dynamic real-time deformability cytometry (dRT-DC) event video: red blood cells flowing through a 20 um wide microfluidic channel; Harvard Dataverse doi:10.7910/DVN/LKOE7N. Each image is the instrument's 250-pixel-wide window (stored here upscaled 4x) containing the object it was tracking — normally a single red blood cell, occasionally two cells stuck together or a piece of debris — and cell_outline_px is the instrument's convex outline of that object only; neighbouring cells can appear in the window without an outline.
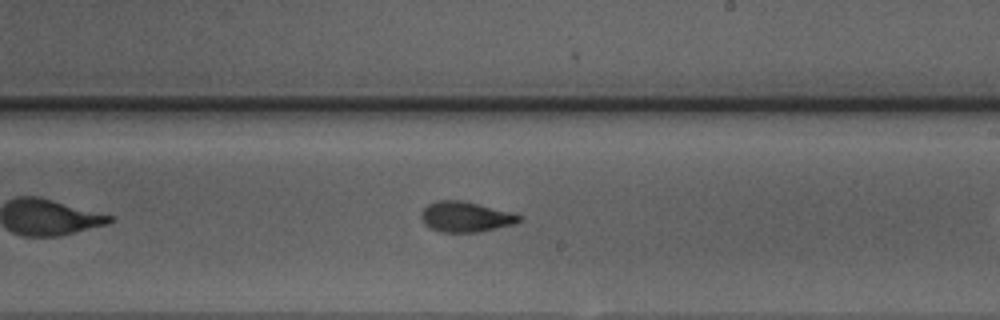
{"species": "Egyptian fruit bat (a non-hibernating species)", "species_latin": "Rousettus aegyptiacus", "temperature_condition": "warm", "stored_images_in_passage": 29, "camera_frame_rate_fps": 3000, "um_per_image_px": 0.085, "animal": {"sex": "male"}, "frame": {"image": 1, "passage_image": 17, "time_ms": 5.333, "image_size_px": [1000, 320], "cell_outline_px": [[524, 220], [516, 224], [476, 232], [440, 232], [428, 228], [424, 224], [420, 216], [420, 212], [428, 204], [440, 200], [460, 200], [512, 212], [520, 216]], "centroid_in_image_um": [39.56, 18.44], "position_along_channel_um": 249.4, "area_um2": 17.4}}
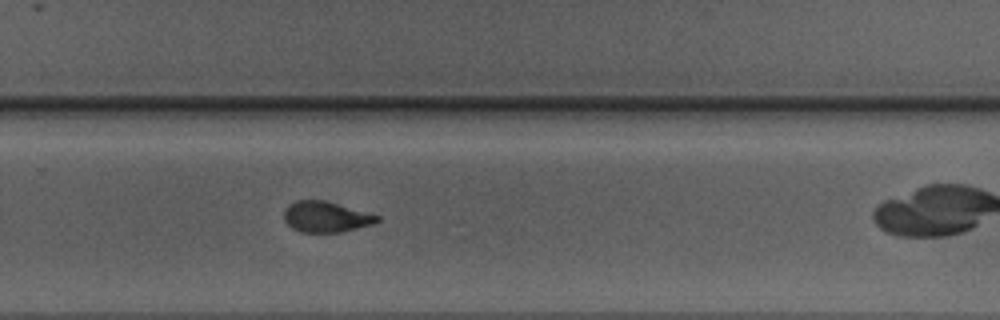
{"frame": {"image": 2, "passage_image": 21, "time_ms": 6.667, "image_size_px": [1000, 320], "cell_outline_px": [[380, 220], [372, 224], [340, 232], [300, 232], [292, 228], [284, 220], [284, 208], [288, 204], [296, 200], [324, 200], [380, 216]], "centroid_in_image_um": [27.66, 18.43], "position_along_channel_um": 302.1, "area_um2": 16.59}}